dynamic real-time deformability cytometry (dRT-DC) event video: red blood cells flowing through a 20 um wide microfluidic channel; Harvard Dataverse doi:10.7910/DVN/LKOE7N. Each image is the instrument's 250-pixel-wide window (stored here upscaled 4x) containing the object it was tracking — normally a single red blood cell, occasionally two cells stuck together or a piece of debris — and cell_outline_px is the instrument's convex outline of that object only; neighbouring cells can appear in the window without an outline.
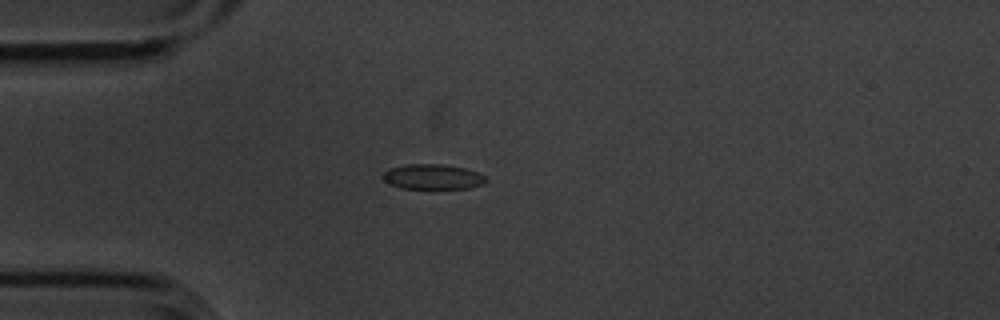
{"species": "common noctule bat (a hibernating species)", "species_latin": "Nyctalus noctula", "temperature_condition": "cold", "stored_images_in_passage": 4, "camera_frame_rate_fps": 3000, "um_per_image_px": 0.085, "animal": {"sex": "male", "body_mass_g": 20.1, "forearm_length_mm": 53.5}, "frame": {"image": 1, "passage_image": 4, "time_ms": 1.0, "image_size_px": [1000, 320], "cell_outline_px": [[488, 180], [484, 184], [468, 188], [400, 188], [384, 180], [384, 172], [388, 168], [404, 164], [444, 164], [464, 168], [476, 172], [484, 176]], "centroid_in_image_um": [36.78, 15.01], "position_along_channel_um": 48.2, "area_um2": 14.97}}